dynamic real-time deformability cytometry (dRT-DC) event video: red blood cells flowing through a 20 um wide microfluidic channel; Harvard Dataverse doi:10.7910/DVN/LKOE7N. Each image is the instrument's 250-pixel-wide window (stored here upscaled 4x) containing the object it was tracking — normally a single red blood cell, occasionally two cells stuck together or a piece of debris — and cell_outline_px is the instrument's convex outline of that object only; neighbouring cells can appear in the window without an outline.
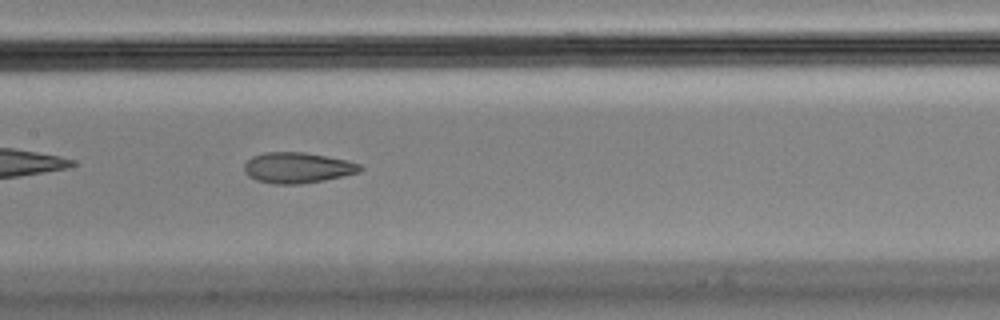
{"species": "Egyptian fruit bat (a non-hibernating species)", "species_latin": "Rousettus aegyptiacus", "temperature_condition": "cold", "stored_images_in_passage": 41, "camera_frame_rate_fps": 3000, "um_per_image_px": 0.085, "animal": {"sex": "male"}, "frame": {"image": 1, "passage_image": 12, "time_ms": 3.667, "image_size_px": [1000, 320], "cell_outline_px": [[364, 168], [360, 172], [344, 176], [324, 180], [300, 184], [272, 184], [256, 180], [248, 176], [244, 172], [244, 164], [252, 156], [264, 152], [304, 152], [344, 160], [360, 164]], "centroid_in_image_um": [25.26, 14.26], "position_along_channel_um": 182.1, "area_um2": 20.75}, "authors_computed_cell_mechanics": {"area_um2": 22.1374, "velocity_mm_per_s": 3.5615, "shape_relaxation_time_tau1_ms": null, "shape_relaxation_time_tau2_ms": 2.1617, "deformation_change_tau1": null, "deformation_change_tau2": 0.0809}}